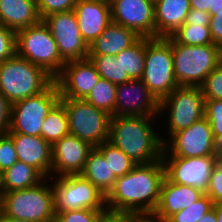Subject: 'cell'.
<instances>
[{"instance_id":"1","label":"cell","mask_w":222,"mask_h":222,"mask_svg":"<svg viewBox=\"0 0 222 222\" xmlns=\"http://www.w3.org/2000/svg\"><path fill=\"white\" fill-rule=\"evenodd\" d=\"M164 178L162 158L149 164H137L126 175L116 179L113 189L106 196V207L134 215H152Z\"/></svg>"},{"instance_id":"2","label":"cell","mask_w":222,"mask_h":222,"mask_svg":"<svg viewBox=\"0 0 222 222\" xmlns=\"http://www.w3.org/2000/svg\"><path fill=\"white\" fill-rule=\"evenodd\" d=\"M157 116H111L109 142L120 148L136 164L162 158L163 143L151 124Z\"/></svg>"},{"instance_id":"3","label":"cell","mask_w":222,"mask_h":222,"mask_svg":"<svg viewBox=\"0 0 222 222\" xmlns=\"http://www.w3.org/2000/svg\"><path fill=\"white\" fill-rule=\"evenodd\" d=\"M54 78L17 54L0 63V92L13 104L45 91Z\"/></svg>"},{"instance_id":"4","label":"cell","mask_w":222,"mask_h":222,"mask_svg":"<svg viewBox=\"0 0 222 222\" xmlns=\"http://www.w3.org/2000/svg\"><path fill=\"white\" fill-rule=\"evenodd\" d=\"M45 178L38 185L2 193L3 216L27 222H54V196Z\"/></svg>"},{"instance_id":"5","label":"cell","mask_w":222,"mask_h":222,"mask_svg":"<svg viewBox=\"0 0 222 222\" xmlns=\"http://www.w3.org/2000/svg\"><path fill=\"white\" fill-rule=\"evenodd\" d=\"M174 74L179 86L200 87L222 63V48L214 44L187 46L172 38Z\"/></svg>"},{"instance_id":"6","label":"cell","mask_w":222,"mask_h":222,"mask_svg":"<svg viewBox=\"0 0 222 222\" xmlns=\"http://www.w3.org/2000/svg\"><path fill=\"white\" fill-rule=\"evenodd\" d=\"M141 80L160 102L179 85L174 74L172 37H146L145 67Z\"/></svg>"},{"instance_id":"7","label":"cell","mask_w":222,"mask_h":222,"mask_svg":"<svg viewBox=\"0 0 222 222\" xmlns=\"http://www.w3.org/2000/svg\"><path fill=\"white\" fill-rule=\"evenodd\" d=\"M16 54L41 67L54 79L65 65L58 46L43 20L16 32Z\"/></svg>"},{"instance_id":"8","label":"cell","mask_w":222,"mask_h":222,"mask_svg":"<svg viewBox=\"0 0 222 222\" xmlns=\"http://www.w3.org/2000/svg\"><path fill=\"white\" fill-rule=\"evenodd\" d=\"M60 103L68 115L70 135L89 142L93 147L109 141L111 115L84 99L60 98Z\"/></svg>"},{"instance_id":"9","label":"cell","mask_w":222,"mask_h":222,"mask_svg":"<svg viewBox=\"0 0 222 222\" xmlns=\"http://www.w3.org/2000/svg\"><path fill=\"white\" fill-rule=\"evenodd\" d=\"M52 182L55 215L70 210H103L106 196L80 174L55 176Z\"/></svg>"},{"instance_id":"10","label":"cell","mask_w":222,"mask_h":222,"mask_svg":"<svg viewBox=\"0 0 222 222\" xmlns=\"http://www.w3.org/2000/svg\"><path fill=\"white\" fill-rule=\"evenodd\" d=\"M164 111L168 112L169 116L167 117L169 138L201 120L205 117V99L201 87L178 86L160 101L159 116H162Z\"/></svg>"},{"instance_id":"11","label":"cell","mask_w":222,"mask_h":222,"mask_svg":"<svg viewBox=\"0 0 222 222\" xmlns=\"http://www.w3.org/2000/svg\"><path fill=\"white\" fill-rule=\"evenodd\" d=\"M60 98L58 86L54 81L40 94L14 102L8 133L41 136L42 123L60 102Z\"/></svg>"},{"instance_id":"12","label":"cell","mask_w":222,"mask_h":222,"mask_svg":"<svg viewBox=\"0 0 222 222\" xmlns=\"http://www.w3.org/2000/svg\"><path fill=\"white\" fill-rule=\"evenodd\" d=\"M160 138L163 143L162 157H201L216 153V140L205 117L174 133L169 139Z\"/></svg>"},{"instance_id":"13","label":"cell","mask_w":222,"mask_h":222,"mask_svg":"<svg viewBox=\"0 0 222 222\" xmlns=\"http://www.w3.org/2000/svg\"><path fill=\"white\" fill-rule=\"evenodd\" d=\"M43 22L48 26L65 63L88 58L89 46L82 38L74 10L51 14Z\"/></svg>"},{"instance_id":"14","label":"cell","mask_w":222,"mask_h":222,"mask_svg":"<svg viewBox=\"0 0 222 222\" xmlns=\"http://www.w3.org/2000/svg\"><path fill=\"white\" fill-rule=\"evenodd\" d=\"M165 177L172 183L193 186L206 193L215 155L201 157H162Z\"/></svg>"},{"instance_id":"15","label":"cell","mask_w":222,"mask_h":222,"mask_svg":"<svg viewBox=\"0 0 222 222\" xmlns=\"http://www.w3.org/2000/svg\"><path fill=\"white\" fill-rule=\"evenodd\" d=\"M110 6L112 22L140 37L155 38L154 0H111Z\"/></svg>"},{"instance_id":"16","label":"cell","mask_w":222,"mask_h":222,"mask_svg":"<svg viewBox=\"0 0 222 222\" xmlns=\"http://www.w3.org/2000/svg\"><path fill=\"white\" fill-rule=\"evenodd\" d=\"M116 102L112 116H157L160 102L148 86L135 79L116 87Z\"/></svg>"},{"instance_id":"17","label":"cell","mask_w":222,"mask_h":222,"mask_svg":"<svg viewBox=\"0 0 222 222\" xmlns=\"http://www.w3.org/2000/svg\"><path fill=\"white\" fill-rule=\"evenodd\" d=\"M89 58L66 62L54 79L61 98L84 99L100 79Z\"/></svg>"},{"instance_id":"18","label":"cell","mask_w":222,"mask_h":222,"mask_svg":"<svg viewBox=\"0 0 222 222\" xmlns=\"http://www.w3.org/2000/svg\"><path fill=\"white\" fill-rule=\"evenodd\" d=\"M94 147L87 141L67 135L52 145L51 177L80 174Z\"/></svg>"},{"instance_id":"19","label":"cell","mask_w":222,"mask_h":222,"mask_svg":"<svg viewBox=\"0 0 222 222\" xmlns=\"http://www.w3.org/2000/svg\"><path fill=\"white\" fill-rule=\"evenodd\" d=\"M82 38L90 46L112 22L107 0H78L74 7Z\"/></svg>"},{"instance_id":"20","label":"cell","mask_w":222,"mask_h":222,"mask_svg":"<svg viewBox=\"0 0 222 222\" xmlns=\"http://www.w3.org/2000/svg\"><path fill=\"white\" fill-rule=\"evenodd\" d=\"M13 139L19 161L36 168L45 178L50 179L52 168V146L41 136L8 133Z\"/></svg>"},{"instance_id":"21","label":"cell","mask_w":222,"mask_h":222,"mask_svg":"<svg viewBox=\"0 0 222 222\" xmlns=\"http://www.w3.org/2000/svg\"><path fill=\"white\" fill-rule=\"evenodd\" d=\"M205 193L193 186L176 184L164 178L153 216L167 221L172 215L196 202Z\"/></svg>"},{"instance_id":"22","label":"cell","mask_w":222,"mask_h":222,"mask_svg":"<svg viewBox=\"0 0 222 222\" xmlns=\"http://www.w3.org/2000/svg\"><path fill=\"white\" fill-rule=\"evenodd\" d=\"M155 38L172 36L191 9L189 0H154Z\"/></svg>"},{"instance_id":"23","label":"cell","mask_w":222,"mask_h":222,"mask_svg":"<svg viewBox=\"0 0 222 222\" xmlns=\"http://www.w3.org/2000/svg\"><path fill=\"white\" fill-rule=\"evenodd\" d=\"M41 21L37 0H0V24L17 32Z\"/></svg>"},{"instance_id":"24","label":"cell","mask_w":222,"mask_h":222,"mask_svg":"<svg viewBox=\"0 0 222 222\" xmlns=\"http://www.w3.org/2000/svg\"><path fill=\"white\" fill-rule=\"evenodd\" d=\"M140 36L133 30L111 22L89 46L88 55H113L133 45Z\"/></svg>"},{"instance_id":"25","label":"cell","mask_w":222,"mask_h":222,"mask_svg":"<svg viewBox=\"0 0 222 222\" xmlns=\"http://www.w3.org/2000/svg\"><path fill=\"white\" fill-rule=\"evenodd\" d=\"M80 175L95 185L105 196L113 189L117 177L110 170L108 160L94 147L89 153Z\"/></svg>"},{"instance_id":"26","label":"cell","mask_w":222,"mask_h":222,"mask_svg":"<svg viewBox=\"0 0 222 222\" xmlns=\"http://www.w3.org/2000/svg\"><path fill=\"white\" fill-rule=\"evenodd\" d=\"M0 178L2 193L31 188L45 179L36 168L19 160L3 171Z\"/></svg>"},{"instance_id":"27","label":"cell","mask_w":222,"mask_h":222,"mask_svg":"<svg viewBox=\"0 0 222 222\" xmlns=\"http://www.w3.org/2000/svg\"><path fill=\"white\" fill-rule=\"evenodd\" d=\"M146 37H140L133 45L115 56L123 71V83L141 79L145 67Z\"/></svg>"},{"instance_id":"28","label":"cell","mask_w":222,"mask_h":222,"mask_svg":"<svg viewBox=\"0 0 222 222\" xmlns=\"http://www.w3.org/2000/svg\"><path fill=\"white\" fill-rule=\"evenodd\" d=\"M69 134L68 115L65 107L59 102L44 119L41 137L52 146Z\"/></svg>"},{"instance_id":"29","label":"cell","mask_w":222,"mask_h":222,"mask_svg":"<svg viewBox=\"0 0 222 222\" xmlns=\"http://www.w3.org/2000/svg\"><path fill=\"white\" fill-rule=\"evenodd\" d=\"M116 87L117 85L112 82L100 78L84 100L112 116L116 102Z\"/></svg>"},{"instance_id":"30","label":"cell","mask_w":222,"mask_h":222,"mask_svg":"<svg viewBox=\"0 0 222 222\" xmlns=\"http://www.w3.org/2000/svg\"><path fill=\"white\" fill-rule=\"evenodd\" d=\"M95 148L104 156L105 160H108L110 170L117 178L126 175L137 165L120 148L109 141L103 142Z\"/></svg>"},{"instance_id":"31","label":"cell","mask_w":222,"mask_h":222,"mask_svg":"<svg viewBox=\"0 0 222 222\" xmlns=\"http://www.w3.org/2000/svg\"><path fill=\"white\" fill-rule=\"evenodd\" d=\"M171 37L178 44L187 46L213 44L209 26L201 24H183Z\"/></svg>"},{"instance_id":"32","label":"cell","mask_w":222,"mask_h":222,"mask_svg":"<svg viewBox=\"0 0 222 222\" xmlns=\"http://www.w3.org/2000/svg\"><path fill=\"white\" fill-rule=\"evenodd\" d=\"M101 78L115 85L123 84V71L113 55H88Z\"/></svg>"},{"instance_id":"33","label":"cell","mask_w":222,"mask_h":222,"mask_svg":"<svg viewBox=\"0 0 222 222\" xmlns=\"http://www.w3.org/2000/svg\"><path fill=\"white\" fill-rule=\"evenodd\" d=\"M212 199L204 194L196 202L172 215L167 222H197L213 208Z\"/></svg>"},{"instance_id":"34","label":"cell","mask_w":222,"mask_h":222,"mask_svg":"<svg viewBox=\"0 0 222 222\" xmlns=\"http://www.w3.org/2000/svg\"><path fill=\"white\" fill-rule=\"evenodd\" d=\"M205 118L209 121L217 141L222 137V100L205 99Z\"/></svg>"},{"instance_id":"35","label":"cell","mask_w":222,"mask_h":222,"mask_svg":"<svg viewBox=\"0 0 222 222\" xmlns=\"http://www.w3.org/2000/svg\"><path fill=\"white\" fill-rule=\"evenodd\" d=\"M200 87L204 99L222 100V63L211 71Z\"/></svg>"},{"instance_id":"36","label":"cell","mask_w":222,"mask_h":222,"mask_svg":"<svg viewBox=\"0 0 222 222\" xmlns=\"http://www.w3.org/2000/svg\"><path fill=\"white\" fill-rule=\"evenodd\" d=\"M78 0H37V9L41 20L45 17L60 12L74 10Z\"/></svg>"},{"instance_id":"37","label":"cell","mask_w":222,"mask_h":222,"mask_svg":"<svg viewBox=\"0 0 222 222\" xmlns=\"http://www.w3.org/2000/svg\"><path fill=\"white\" fill-rule=\"evenodd\" d=\"M18 161L13 139L8 135H0V173Z\"/></svg>"},{"instance_id":"38","label":"cell","mask_w":222,"mask_h":222,"mask_svg":"<svg viewBox=\"0 0 222 222\" xmlns=\"http://www.w3.org/2000/svg\"><path fill=\"white\" fill-rule=\"evenodd\" d=\"M101 210H70L55 215L54 222H97Z\"/></svg>"},{"instance_id":"39","label":"cell","mask_w":222,"mask_h":222,"mask_svg":"<svg viewBox=\"0 0 222 222\" xmlns=\"http://www.w3.org/2000/svg\"><path fill=\"white\" fill-rule=\"evenodd\" d=\"M16 54V32L0 24V63Z\"/></svg>"},{"instance_id":"40","label":"cell","mask_w":222,"mask_h":222,"mask_svg":"<svg viewBox=\"0 0 222 222\" xmlns=\"http://www.w3.org/2000/svg\"><path fill=\"white\" fill-rule=\"evenodd\" d=\"M214 204H222V162L216 161L205 193Z\"/></svg>"},{"instance_id":"41","label":"cell","mask_w":222,"mask_h":222,"mask_svg":"<svg viewBox=\"0 0 222 222\" xmlns=\"http://www.w3.org/2000/svg\"><path fill=\"white\" fill-rule=\"evenodd\" d=\"M134 214L105 207L99 212L97 222H132Z\"/></svg>"},{"instance_id":"42","label":"cell","mask_w":222,"mask_h":222,"mask_svg":"<svg viewBox=\"0 0 222 222\" xmlns=\"http://www.w3.org/2000/svg\"><path fill=\"white\" fill-rule=\"evenodd\" d=\"M12 104L0 92V135L8 134L11 123Z\"/></svg>"},{"instance_id":"43","label":"cell","mask_w":222,"mask_h":222,"mask_svg":"<svg viewBox=\"0 0 222 222\" xmlns=\"http://www.w3.org/2000/svg\"><path fill=\"white\" fill-rule=\"evenodd\" d=\"M209 28L213 44L222 48V12L210 16Z\"/></svg>"},{"instance_id":"44","label":"cell","mask_w":222,"mask_h":222,"mask_svg":"<svg viewBox=\"0 0 222 222\" xmlns=\"http://www.w3.org/2000/svg\"><path fill=\"white\" fill-rule=\"evenodd\" d=\"M209 22L210 14L208 12L190 9L184 24H201V26H209Z\"/></svg>"},{"instance_id":"45","label":"cell","mask_w":222,"mask_h":222,"mask_svg":"<svg viewBox=\"0 0 222 222\" xmlns=\"http://www.w3.org/2000/svg\"><path fill=\"white\" fill-rule=\"evenodd\" d=\"M191 9L206 11L211 7V0H189Z\"/></svg>"},{"instance_id":"46","label":"cell","mask_w":222,"mask_h":222,"mask_svg":"<svg viewBox=\"0 0 222 222\" xmlns=\"http://www.w3.org/2000/svg\"><path fill=\"white\" fill-rule=\"evenodd\" d=\"M132 222H167L153 215H135Z\"/></svg>"},{"instance_id":"47","label":"cell","mask_w":222,"mask_h":222,"mask_svg":"<svg viewBox=\"0 0 222 222\" xmlns=\"http://www.w3.org/2000/svg\"><path fill=\"white\" fill-rule=\"evenodd\" d=\"M197 222H217L215 204L213 205V208L204 214V216Z\"/></svg>"},{"instance_id":"48","label":"cell","mask_w":222,"mask_h":222,"mask_svg":"<svg viewBox=\"0 0 222 222\" xmlns=\"http://www.w3.org/2000/svg\"><path fill=\"white\" fill-rule=\"evenodd\" d=\"M216 12H222V0H211V7L208 8V13L211 16Z\"/></svg>"},{"instance_id":"49","label":"cell","mask_w":222,"mask_h":222,"mask_svg":"<svg viewBox=\"0 0 222 222\" xmlns=\"http://www.w3.org/2000/svg\"><path fill=\"white\" fill-rule=\"evenodd\" d=\"M216 161L222 162V137L216 141Z\"/></svg>"},{"instance_id":"50","label":"cell","mask_w":222,"mask_h":222,"mask_svg":"<svg viewBox=\"0 0 222 222\" xmlns=\"http://www.w3.org/2000/svg\"><path fill=\"white\" fill-rule=\"evenodd\" d=\"M217 222H222V204H215Z\"/></svg>"},{"instance_id":"51","label":"cell","mask_w":222,"mask_h":222,"mask_svg":"<svg viewBox=\"0 0 222 222\" xmlns=\"http://www.w3.org/2000/svg\"><path fill=\"white\" fill-rule=\"evenodd\" d=\"M0 222H27V221H23V220H16V219H12V218H7L5 216L2 215Z\"/></svg>"},{"instance_id":"52","label":"cell","mask_w":222,"mask_h":222,"mask_svg":"<svg viewBox=\"0 0 222 222\" xmlns=\"http://www.w3.org/2000/svg\"><path fill=\"white\" fill-rule=\"evenodd\" d=\"M3 215V208H2V192H0V219Z\"/></svg>"},{"instance_id":"53","label":"cell","mask_w":222,"mask_h":222,"mask_svg":"<svg viewBox=\"0 0 222 222\" xmlns=\"http://www.w3.org/2000/svg\"><path fill=\"white\" fill-rule=\"evenodd\" d=\"M0 176H1V173H0ZM0 192H1V178H0Z\"/></svg>"}]
</instances>
